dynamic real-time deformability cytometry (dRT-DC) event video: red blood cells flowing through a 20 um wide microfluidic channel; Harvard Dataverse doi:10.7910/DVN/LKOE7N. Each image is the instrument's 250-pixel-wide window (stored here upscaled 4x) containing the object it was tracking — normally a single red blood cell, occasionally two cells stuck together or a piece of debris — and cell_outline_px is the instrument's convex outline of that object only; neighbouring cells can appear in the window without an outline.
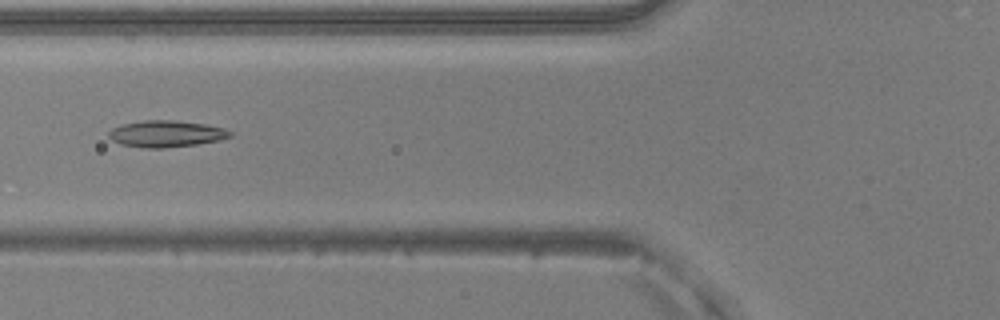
{"species": "common noctule bat (a hibernating species)", "species_latin": "Nyctalus noctula", "temperature_condition": "warm", "stored_images_in_passage": 37, "camera_frame_rate_fps": 3000, "um_per_image_px": 0.085, "animal": {"sex": "male", "body_mass_g": 20.5, "forearm_length_mm": 52.5}, "frame": {"image": 1, "passage_image": 6, "time_ms": 1.667, "image_size_px": [1000, 320], "cell_outline_px": [[232, 136], [220, 140], [196, 144], [164, 148], [140, 148], [120, 144], [112, 140], [108, 136], [108, 132], [112, 128], [120, 124], [144, 120], [172, 120], [204, 124], [224, 128], [232, 132]], "centroid_in_image_um": [14.09, 11.37], "position_along_channel_um": 111.7, "area_um2": 18.9}}
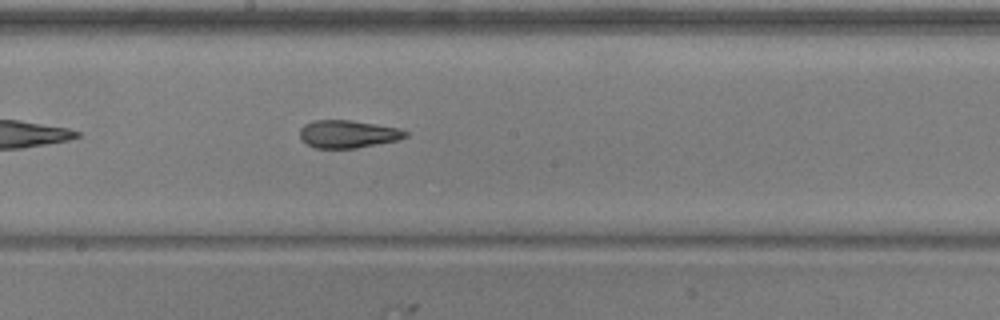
{"frame": {"image": 2, "passage_image": 14, "time_ms": 4.333, "image_size_px": [1000, 320], "cell_outline_px": [[408, 136], [396, 140], [356, 148], [316, 148], [300, 140], [300, 128], [304, 124], [312, 120], [352, 120], [400, 128], [408, 132]], "centroid_in_image_um": [29.55, 11.38], "position_along_channel_um": 218.7, "area_um2": 17.11}}
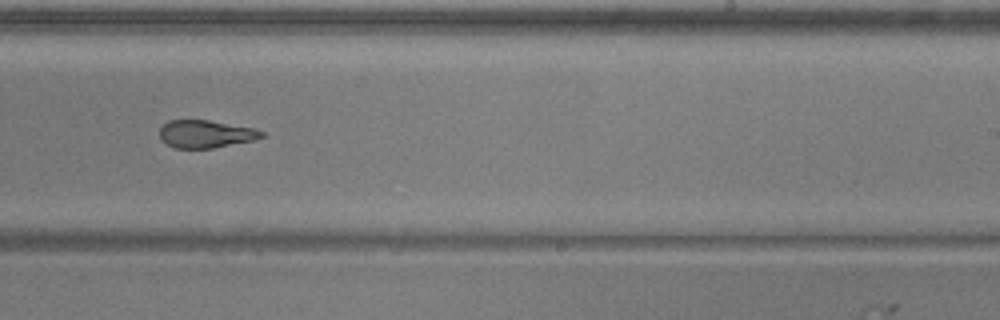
{"frame": {"image": 3, "passage_image": 18, "time_ms": 5.667, "image_size_px": [1000, 320], "cell_outline_px": [[264, 136], [256, 140], [212, 148], [176, 148], [160, 140], [160, 128], [168, 120], [208, 120], [252, 128], [264, 132]], "centroid_in_image_um": [17.48, 11.39], "position_along_channel_um": 271.5, "area_um2": 16.36}, "authors_computed_cell_mechanics": {"area_um2": 18.5538, "velocity_mm_per_s": 3.9864, "shape_relaxation_time_tau1_ms": null, "shape_relaxation_time_tau2_ms": 1.4874, "deformation_change_tau1": null, "deformation_change_tau2": 0.0862}}